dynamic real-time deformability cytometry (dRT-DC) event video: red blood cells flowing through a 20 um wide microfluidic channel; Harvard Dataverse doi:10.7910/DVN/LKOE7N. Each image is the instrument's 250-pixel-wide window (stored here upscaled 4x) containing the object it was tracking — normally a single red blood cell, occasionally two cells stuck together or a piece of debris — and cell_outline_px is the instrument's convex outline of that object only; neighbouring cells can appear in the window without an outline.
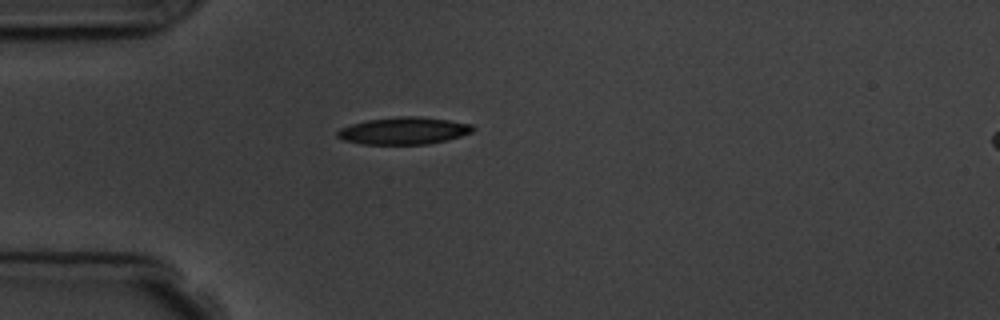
{"species": "common noctule bat (a hibernating species)", "species_latin": "Nyctalus noctula", "temperature_condition": "room temperature", "stored_images_in_passage": 2, "camera_frame_rate_fps": 3000, "um_per_image_px": 0.085, "animal": {"sex": "male", "body_mass_g": 19.5, "forearm_length_mm": 54.6}, "frame": {"image": 1, "passage_image": 1, "time_ms": 0.0, "image_size_px": [1000, 320], "cell_outline_px": [[476, 128], [472, 132], [460, 136], [428, 144], [360, 144], [344, 140], [336, 136], [336, 132], [340, 128], [352, 124], [368, 120], [400, 116], [420, 116], [448, 120], [472, 124]], "centroid_in_image_um": [34.31, 11.11], "position_along_channel_um": 50.7, "area_um2": 21.39}}